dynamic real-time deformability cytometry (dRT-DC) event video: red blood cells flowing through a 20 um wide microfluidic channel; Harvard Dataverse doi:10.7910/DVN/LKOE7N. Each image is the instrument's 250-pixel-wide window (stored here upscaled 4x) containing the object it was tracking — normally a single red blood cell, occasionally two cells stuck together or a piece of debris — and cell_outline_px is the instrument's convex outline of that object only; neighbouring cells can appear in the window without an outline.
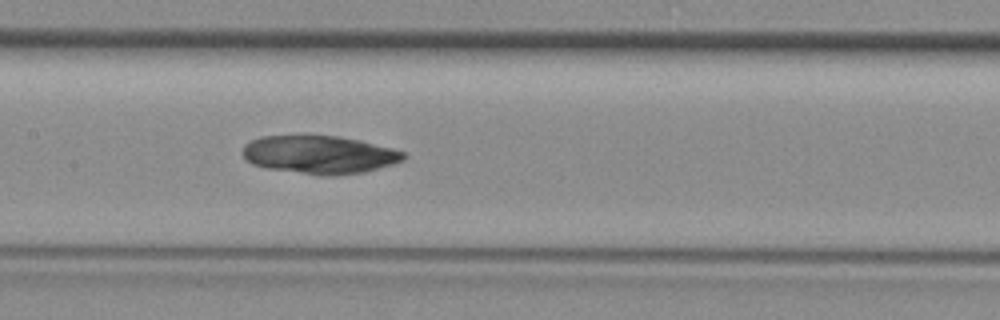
{"species": "common noctule bat (a hibernating species)", "species_latin": "Nyctalus noctula", "temperature_condition": "room temperature", "stored_images_in_passage": 17, "camera_frame_rate_fps": 3000, "um_per_image_px": 0.085, "animal": {"sex": "female", "body_mass_g": 29.2, "forearm_length_mm": 56.3}, "frame": {"image": 1, "passage_image": 9, "time_ms": 2.667, "image_size_px": [1000, 320], "cell_outline_px": [[404, 160], [392, 164], [364, 172], [336, 176], [316, 176], [264, 168], [252, 164], [244, 156], [244, 144], [260, 136], [340, 136], [392, 148], [404, 152]], "centroid_in_image_um": [27.13, 13.17], "position_along_channel_um": 180.3, "area_um2": 35.78}}
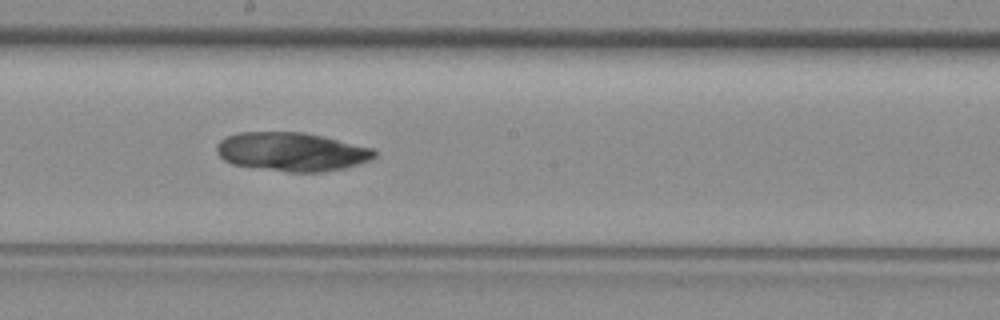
{"frame": {"image": 2, "passage_image": 12, "time_ms": 3.667, "image_size_px": [1000, 320], "cell_outline_px": [[376, 156], [368, 160], [344, 168], [324, 172], [288, 172], [232, 164], [224, 160], [216, 152], [216, 144], [220, 140], [236, 132], [304, 132], [372, 148], [376, 152]], "centroid_in_image_um": [24.75, 12.9], "position_along_channel_um": 223.5, "area_um2": 35.43}}